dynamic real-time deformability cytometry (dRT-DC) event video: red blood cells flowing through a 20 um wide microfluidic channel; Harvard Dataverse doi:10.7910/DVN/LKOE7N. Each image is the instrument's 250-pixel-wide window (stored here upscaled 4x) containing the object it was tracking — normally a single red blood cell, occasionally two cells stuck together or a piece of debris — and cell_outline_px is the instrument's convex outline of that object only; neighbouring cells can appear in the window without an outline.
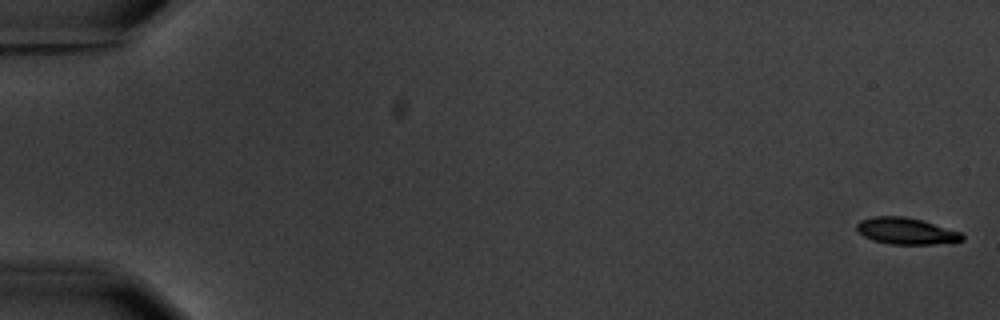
{"species": "common noctule bat (a hibernating species)", "species_latin": "Nyctalus noctula", "temperature_condition": "warm", "stored_images_in_passage": 7, "camera_frame_rate_fps": 3000, "um_per_image_px": 0.085, "animal": {"sex": "male", "body_mass_g": 20.1, "forearm_length_mm": 53.5}, "frame": {"image": 1, "passage_image": 1, "time_ms": 0.0, "image_size_px": [1000, 320], "cell_outline_px": [[964, 240], [952, 244], [888, 244], [872, 240], [864, 236], [856, 228], [856, 224], [860, 220], [872, 216], [904, 216], [920, 220], [960, 232], [964, 236]], "centroid_in_image_um": [77.04, 19.65], "position_along_channel_um": 8.0, "area_um2": 16.42}}
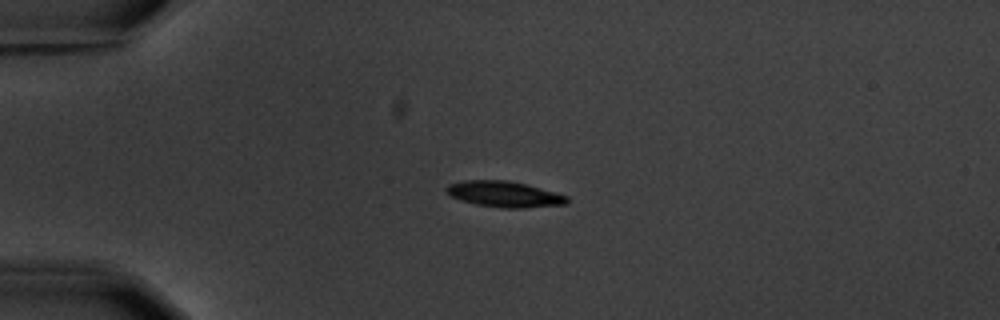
{"frame": {"image": 2, "passage_image": 5, "time_ms": 4.667, "image_size_px": [1000, 320], "cell_outline_px": [[572, 200], [568, 204], [524, 208], [504, 208], [476, 204], [460, 200], [452, 196], [444, 188], [448, 184], [464, 180], [504, 180], [524, 184], [568, 196]], "centroid_in_image_um": [42.89, 16.51], "position_along_channel_um": 42.1, "area_um2": 18.09}}
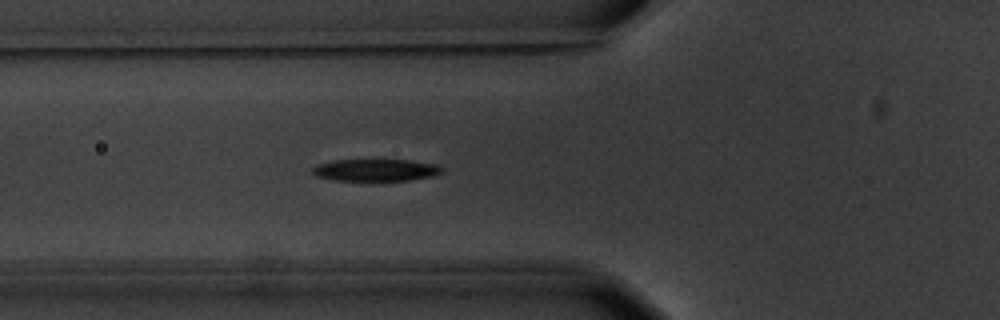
{"frame": {"image": 3, "passage_image": 7, "time_ms": 7.0, "image_size_px": [1000, 320], "cell_outline_px": [[444, 172], [436, 176], [408, 180], [376, 184], [332, 180], [316, 176], [312, 172], [312, 168], [316, 164], [332, 160], [408, 160], [436, 164], [444, 168]], "centroid_in_image_um": [31.94, 14.51], "position_along_channel_um": 93.9, "area_um2": 17.86}}